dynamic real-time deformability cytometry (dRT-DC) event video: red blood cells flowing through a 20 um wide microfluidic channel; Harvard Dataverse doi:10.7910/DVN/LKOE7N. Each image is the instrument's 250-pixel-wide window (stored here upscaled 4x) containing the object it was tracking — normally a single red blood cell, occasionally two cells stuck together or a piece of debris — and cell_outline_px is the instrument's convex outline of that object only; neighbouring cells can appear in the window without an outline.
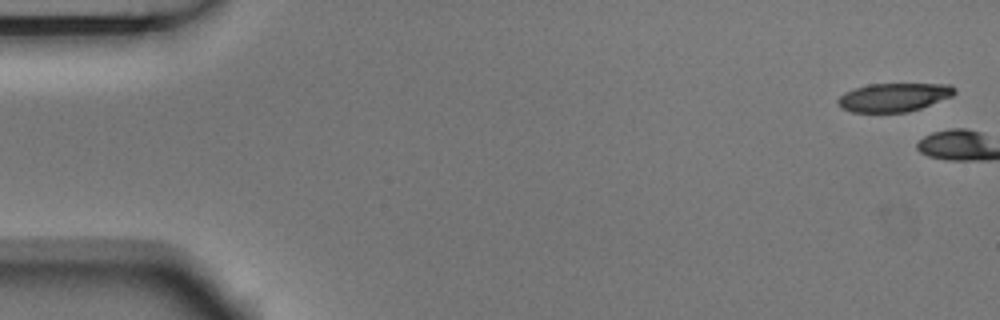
{"species": "Egyptian fruit bat (a non-hibernating species)", "species_latin": "Rousettus aegyptiacus", "temperature_condition": "room temperature", "stored_images_in_passage": 5, "camera_frame_rate_fps": 3000, "um_per_image_px": 0.085, "animal": {"sex": "male"}, "frame": {"image": 1, "passage_image": 1, "time_ms": 0.0, "image_size_px": [1000, 320], "cell_outline_px": [[956, 92], [952, 96], [920, 108], [908, 112], [852, 112], [840, 108], [836, 104], [836, 100], [844, 92], [868, 84], [952, 84], [956, 88]], "centroid_in_image_um": [75.95, 8.27], "position_along_channel_um": 9.1, "area_um2": 19.48}}